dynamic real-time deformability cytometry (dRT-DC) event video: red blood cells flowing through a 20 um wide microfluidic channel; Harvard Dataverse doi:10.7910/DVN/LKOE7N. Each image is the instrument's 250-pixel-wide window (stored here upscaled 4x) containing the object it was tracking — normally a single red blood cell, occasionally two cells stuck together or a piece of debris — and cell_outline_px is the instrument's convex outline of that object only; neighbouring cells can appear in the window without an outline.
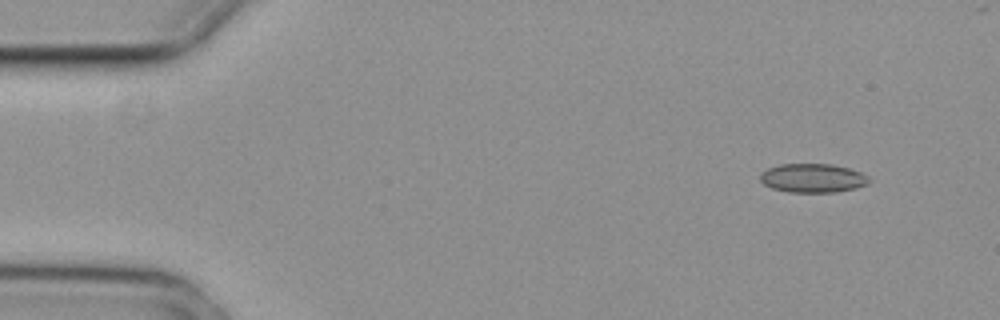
{"species": "common noctule bat (a hibernating species)", "species_latin": "Nyctalus noctula", "temperature_condition": "cold", "stored_images_in_passage": 5, "camera_frame_rate_fps": 3000, "um_per_image_px": 0.085, "animal": {"sex": "female", "body_mass_g": 29.2, "forearm_length_mm": 56.3}, "frame": {"image": 1, "passage_image": 2, "time_ms": 0.333, "image_size_px": [1000, 320], "cell_outline_px": [[872, 180], [868, 184], [856, 188], [836, 192], [788, 192], [772, 188], [764, 184], [760, 180], [760, 172], [768, 168], [780, 164], [832, 164], [848, 168], [860, 172], [868, 176]], "centroid_in_image_um": [69.09, 15.14], "position_along_channel_um": 15.9, "area_um2": 18.44}}